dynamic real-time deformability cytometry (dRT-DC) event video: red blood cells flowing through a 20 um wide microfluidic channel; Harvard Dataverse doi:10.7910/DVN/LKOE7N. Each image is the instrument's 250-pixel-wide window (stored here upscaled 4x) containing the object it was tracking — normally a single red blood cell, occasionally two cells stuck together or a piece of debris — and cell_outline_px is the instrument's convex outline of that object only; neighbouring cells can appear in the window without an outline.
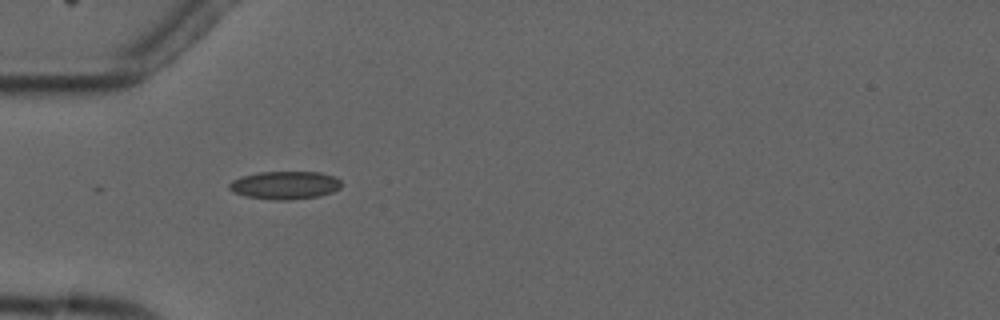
{"species": "common noctule bat (a hibernating species)", "species_latin": "Nyctalus noctula", "temperature_condition": "cold", "stored_images_in_passage": 6, "camera_frame_rate_fps": 3000, "um_per_image_px": 0.085, "animal": {"sex": "male", "forearm_length_mm": 52.5}, "frame": {"image": 1, "passage_image": 5, "time_ms": 5.667, "image_size_px": [1000, 320], "cell_outline_px": [[340, 188], [332, 192], [320, 196], [288, 200], [276, 200], [244, 196], [232, 192], [228, 188], [228, 184], [232, 180], [240, 176], [260, 172], [320, 172], [332, 176], [340, 180]], "centroid_in_image_um": [24.17, 15.74], "position_along_channel_um": 60.8, "area_um2": 18.38}}
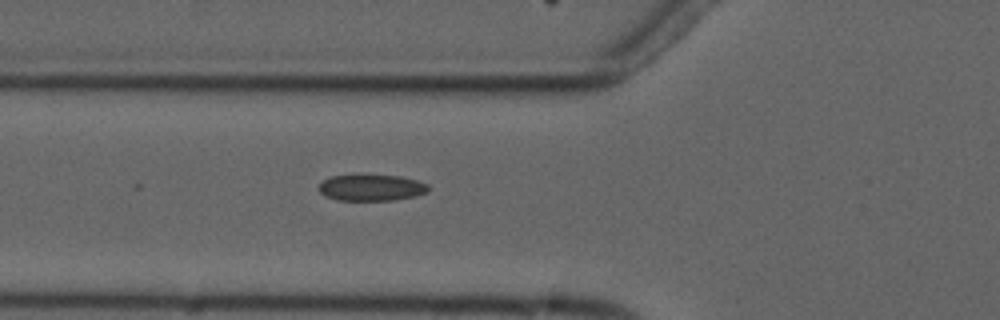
{"frame": {"image": 2, "passage_image": 6, "time_ms": 6.667, "image_size_px": [1000, 320], "cell_outline_px": [[428, 192], [416, 196], [396, 200], [336, 200], [324, 196], [320, 192], [320, 184], [324, 180], [332, 176], [356, 172], [400, 176], [416, 180], [428, 184]], "centroid_in_image_um": [31.55, 15.91], "position_along_channel_um": 94.2, "area_um2": 17.51}}